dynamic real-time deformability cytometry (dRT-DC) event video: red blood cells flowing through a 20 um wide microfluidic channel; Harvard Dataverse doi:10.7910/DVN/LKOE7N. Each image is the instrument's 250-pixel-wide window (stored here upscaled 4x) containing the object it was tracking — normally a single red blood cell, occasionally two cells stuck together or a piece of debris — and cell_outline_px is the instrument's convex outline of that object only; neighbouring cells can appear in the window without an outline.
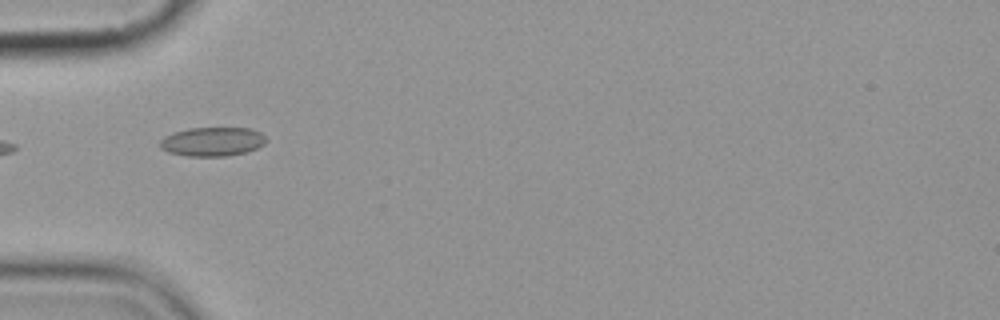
{"species": "common noctule bat (a hibernating species)", "species_latin": "Nyctalus noctula", "temperature_condition": "cold", "stored_images_in_passage": 10, "camera_frame_rate_fps": 3000, "um_per_image_px": 0.085, "animal": {"sex": "female", "body_mass_g": 19.9}, "frame": {"image": 1, "passage_image": 4, "time_ms": 3.333, "image_size_px": [1000, 320], "cell_outline_px": [[268, 140], [264, 144], [256, 148], [244, 152], [228, 156], [184, 156], [168, 152], [160, 148], [160, 140], [164, 136], [172, 132], [188, 128], [252, 128], [260, 132]], "centroid_in_image_um": [18.03, 12.03], "position_along_channel_um": 67.0, "area_um2": 18.09}}
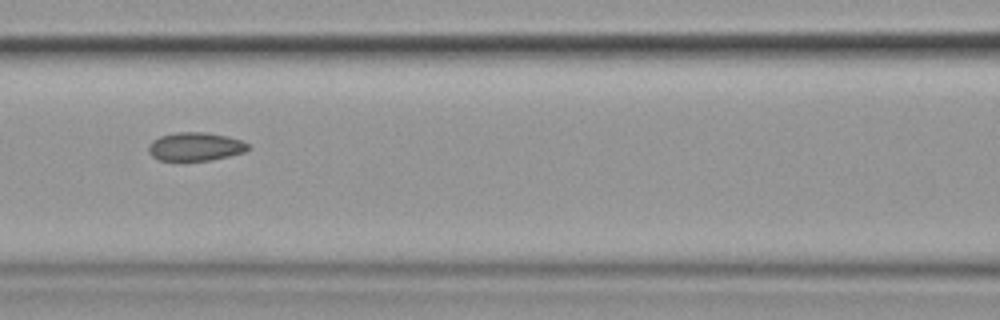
{"frame": {"image": 2, "passage_image": 6, "time_ms": 5.667, "image_size_px": [1000, 320], "cell_outline_px": [[252, 148], [244, 152], [228, 156], [208, 160], [160, 160], [152, 156], [148, 152], [148, 144], [152, 140], [160, 136], [176, 132], [208, 132], [228, 136], [240, 140], [248, 144]], "centroid_in_image_um": [16.6, 12.45], "position_along_channel_um": 150.0, "area_um2": 16.53}}
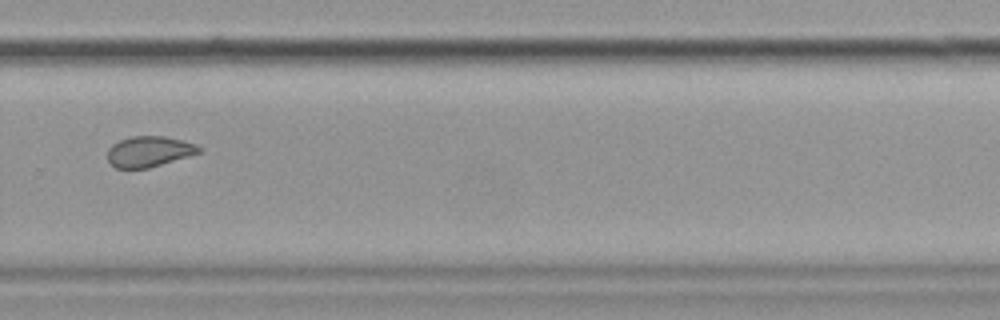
{"frame": {"image": 3, "passage_image": 10, "time_ms": 10.333, "image_size_px": [1000, 320], "cell_outline_px": [[200, 152], [188, 156], [148, 168], [116, 168], [108, 164], [108, 148], [112, 144], [120, 140], [132, 136], [164, 136], [184, 140], [196, 144], [200, 148]], "centroid_in_image_um": [12.64, 12.87], "position_along_channel_um": 317.2, "area_um2": 16.3}}